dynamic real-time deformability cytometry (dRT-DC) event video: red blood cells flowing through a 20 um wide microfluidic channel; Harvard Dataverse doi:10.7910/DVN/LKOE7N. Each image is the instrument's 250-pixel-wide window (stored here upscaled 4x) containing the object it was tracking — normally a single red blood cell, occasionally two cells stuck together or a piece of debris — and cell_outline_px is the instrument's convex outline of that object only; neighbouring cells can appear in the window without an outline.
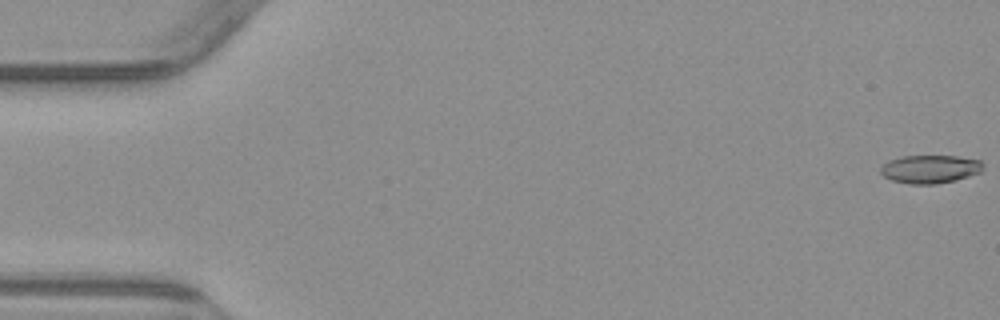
{"species": "common noctule bat (a hibernating species)", "species_latin": "Nyctalus noctula", "temperature_condition": "warm", "stored_images_in_passage": 6, "camera_frame_rate_fps": 3000, "um_per_image_px": 0.085, "animal": {"sex": "male", "body_mass_g": 23.1, "forearm_length_mm": 52.7}, "frame": {"image": 1, "passage_image": 1, "time_ms": 0.0, "image_size_px": [1000, 320], "cell_outline_px": [[984, 164], [980, 172], [956, 180], [936, 184], [908, 184], [892, 180], [884, 176], [880, 172], [880, 168], [888, 160], [904, 156], [956, 156], [980, 160]], "centroid_in_image_um": [79.05, 14.37], "position_along_channel_um": 6.0, "area_um2": 16.82}}